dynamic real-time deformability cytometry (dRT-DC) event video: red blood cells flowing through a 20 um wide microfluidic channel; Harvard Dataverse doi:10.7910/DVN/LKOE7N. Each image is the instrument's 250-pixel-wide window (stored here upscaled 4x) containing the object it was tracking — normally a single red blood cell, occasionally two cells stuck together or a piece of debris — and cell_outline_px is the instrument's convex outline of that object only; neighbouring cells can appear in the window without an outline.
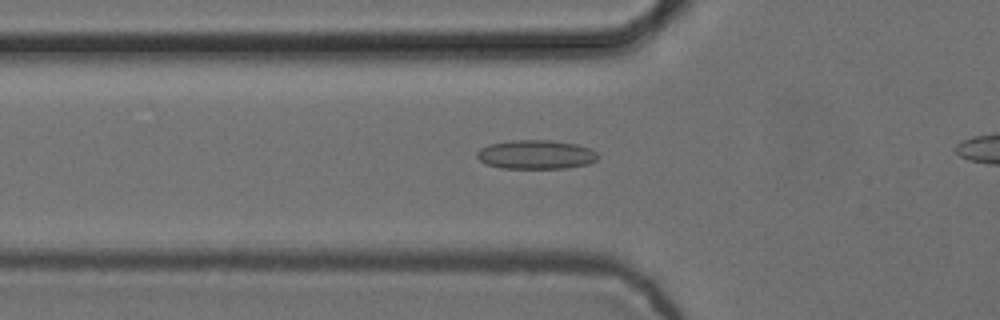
{"species": "common noctule bat (a hibernating species)", "species_latin": "Nyctalus noctula", "temperature_condition": "cold", "stored_images_in_passage": 37, "camera_frame_rate_fps": 3000, "um_per_image_px": 0.085, "animal": {"sex": "female", "body_mass_g": 24.6, "forearm_length_mm": 56.2}, "frame": {"image": 1, "passage_image": 9, "time_ms": 2.667, "image_size_px": [1000, 320], "cell_outline_px": [[600, 156], [596, 160], [588, 164], [568, 168], [500, 168], [488, 164], [480, 160], [476, 156], [476, 152], [480, 148], [488, 144], [512, 140], [552, 140], [576, 144], [588, 148], [596, 152]], "centroid_in_image_um": [45.55, 13.13], "position_along_channel_um": 80.2, "area_um2": 20.52}}
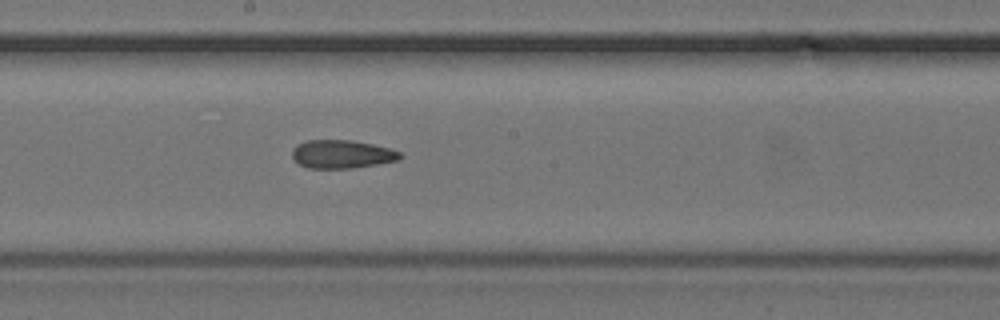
{"frame": {"image": 2, "passage_image": 20, "time_ms": 6.333, "image_size_px": [1000, 320], "cell_outline_px": [[404, 156], [400, 160], [352, 168], [308, 168], [300, 164], [292, 156], [292, 148], [296, 144], [304, 140], [352, 140], [372, 144], [388, 148], [400, 152]], "centroid_in_image_um": [29.05, 13.09], "position_along_channel_um": 219.1, "area_um2": 17.86}}
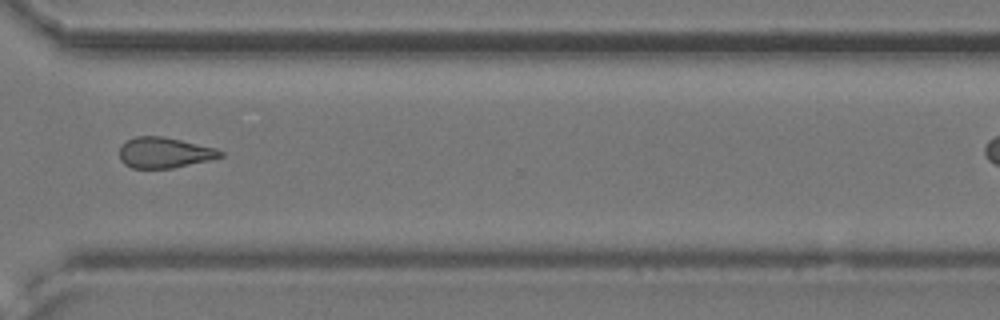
{"frame": {"image": 3, "passage_image": 31, "time_ms": 10.0, "image_size_px": [1000, 320], "cell_outline_px": [[224, 156], [208, 160], [172, 168], [132, 168], [124, 164], [120, 160], [120, 148], [128, 140], [136, 136], [164, 136], [216, 148], [224, 152]], "centroid_in_image_um": [13.98, 12.97], "position_along_channel_um": 356.6, "area_um2": 17.92}}